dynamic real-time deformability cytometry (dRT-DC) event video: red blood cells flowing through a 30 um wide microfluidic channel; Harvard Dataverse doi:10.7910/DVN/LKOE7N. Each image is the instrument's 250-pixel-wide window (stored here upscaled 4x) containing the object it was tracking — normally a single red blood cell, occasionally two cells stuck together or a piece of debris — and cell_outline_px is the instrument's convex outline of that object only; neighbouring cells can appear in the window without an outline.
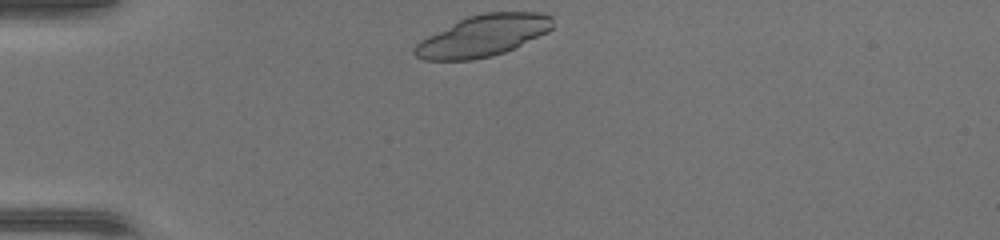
{"species": "common noctule bat (a hibernating species)", "species_latin": "Nyctalus noctula", "temperature_condition": "warm", "stored_images_in_passage": 36, "camera_frame_rate_fps": 3000, "um_per_image_px": 0.085, "animal": {"sex": "female", "body_mass_g": 17.0, "forearm_length_mm": 48.0}, "frame": {"image": 1, "passage_image": 1, "time_ms": 0.0, "image_size_px": [1000, 240], "cell_outline_px": [[552, 28], [548, 32], [504, 52], [492, 56], [472, 60], [424, 60], [416, 56], [412, 52], [412, 48], [420, 40], [468, 16], [484, 12], [540, 12], [552, 16]], "centroid_in_image_um": [41.05, 3.04], "position_along_channel_um": 43.9, "area_um2": 33.06}}